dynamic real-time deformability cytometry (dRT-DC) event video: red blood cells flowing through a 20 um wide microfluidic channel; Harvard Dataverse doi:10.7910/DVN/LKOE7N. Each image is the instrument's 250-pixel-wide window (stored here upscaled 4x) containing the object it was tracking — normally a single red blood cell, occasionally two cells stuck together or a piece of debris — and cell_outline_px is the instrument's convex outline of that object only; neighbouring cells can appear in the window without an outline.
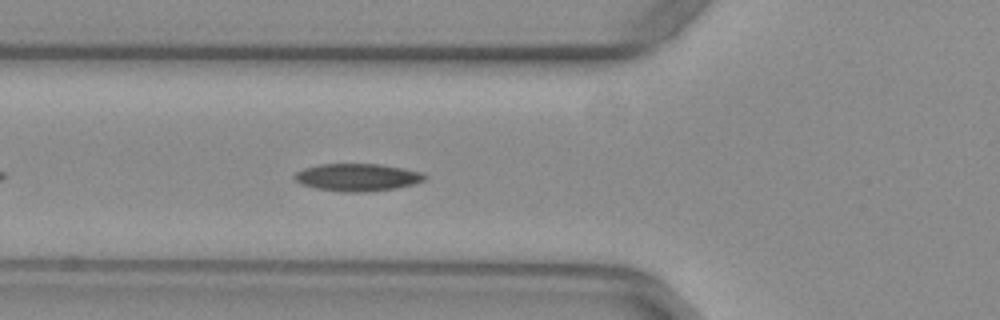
{"species": "common noctule bat (a hibernating species)", "species_latin": "Nyctalus noctula", "temperature_condition": "warm", "stored_images_in_passage": 39, "camera_frame_rate_fps": 3000, "um_per_image_px": 0.085, "animal": {"sex": "female", "body_mass_g": 29.2, "forearm_length_mm": 56.3}, "frame": {"image": 1, "passage_image": 6, "time_ms": 1.667, "image_size_px": [1000, 320], "cell_outline_px": [[428, 176], [424, 180], [416, 184], [396, 188], [368, 192], [340, 192], [316, 188], [300, 184], [292, 176], [296, 172], [304, 168], [320, 164], [380, 164], [404, 168], [424, 172]], "centroid_in_image_um": [30.41, 15.07], "position_along_channel_um": 95.4, "area_um2": 21.15}}
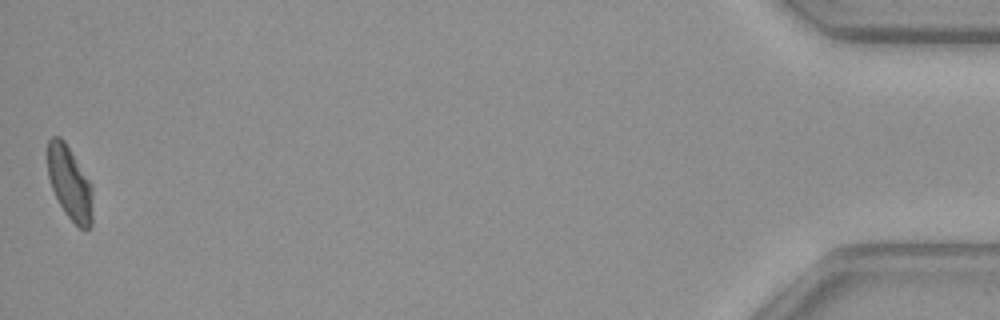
{"frame": {"image": 2, "passage_image": 39, "time_ms": 12.667, "image_size_px": [1000, 320], "cell_outline_px": [[92, 224], [88, 228], [80, 228], [64, 212], [52, 188], [48, 176], [48, 140], [52, 136], [60, 136], [64, 140], [92, 184]], "centroid_in_image_um": [5.93, 15.54], "position_along_channel_um": 429.3, "area_um2": 19.13}, "authors_computed_cell_mechanics": {"area_um2": 19.8832, "velocity_mm_per_s": 3.9361, "shape_relaxation_time_tau1_ms": 8.2705, "shape_relaxation_time_tau2_ms": 5.3463, "deformation_change_tau1": 0.1822, "deformation_change_tau2": 0.1018}}